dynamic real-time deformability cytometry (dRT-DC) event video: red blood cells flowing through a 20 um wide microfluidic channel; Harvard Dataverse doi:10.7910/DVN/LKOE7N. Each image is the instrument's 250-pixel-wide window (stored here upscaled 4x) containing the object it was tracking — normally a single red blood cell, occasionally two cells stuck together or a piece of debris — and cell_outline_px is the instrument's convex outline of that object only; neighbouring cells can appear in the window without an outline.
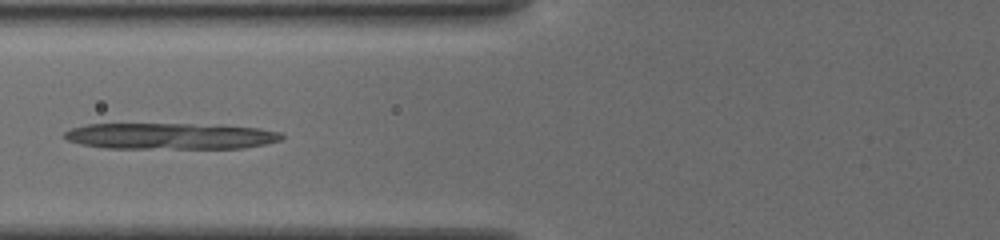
{"species": "common noctule bat (a hibernating species)", "species_latin": "Nyctalus noctula", "temperature_condition": "cold", "stored_images_in_passage": 37, "camera_frame_rate_fps": 3000, "um_per_image_px": 0.085, "animal": {"sex": "female", "body_mass_g": 19.5, "forearm_length_mm": 54.1}, "frame": {"image": 1, "passage_image": 12, "time_ms": 6.333, "image_size_px": [1000, 240], "cell_outline_px": [[284, 136], [280, 140], [264, 144], [244, 148], [104, 148], [80, 144], [68, 140], [64, 136], [64, 132], [72, 128], [88, 124], [220, 124], [260, 128], [280, 132]], "centroid_in_image_um": [14.51, 11.56], "position_along_channel_um": 111.3, "area_um2": 33.41}}
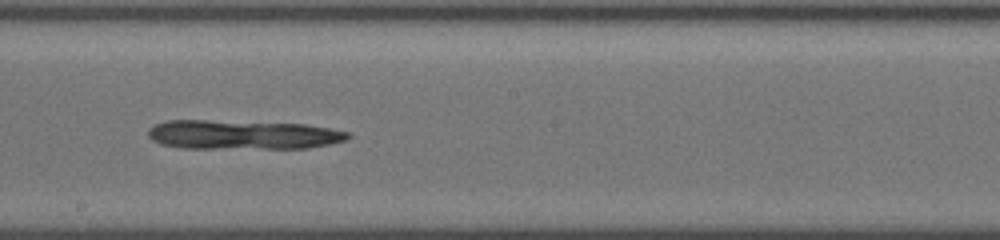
{"frame": {"image": 2, "passage_image": 22, "time_ms": 9.333, "image_size_px": [1000, 240], "cell_outline_px": [[352, 136], [348, 140], [308, 148], [180, 148], [160, 144], [152, 140], [148, 136], [148, 128], [164, 120], [204, 120], [304, 124], [352, 132]], "centroid_in_image_um": [20.62, 11.45], "position_along_channel_um": 227.6, "area_um2": 34.22}}
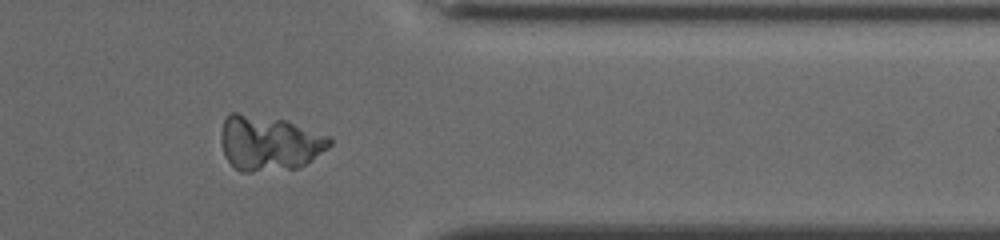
{"frame": {"image": 3, "passage_image": 29, "time_ms": 13.667, "image_size_px": [1000, 240], "cell_outline_px": [[332, 144], [328, 148], [312, 160], [300, 168], [252, 172], [240, 172], [224, 156], [220, 140], [220, 132], [224, 120], [232, 112], [236, 112], [284, 120], [328, 136], [332, 140]], "centroid_in_image_um": [22.86, 12.18], "position_along_channel_um": 388.5, "area_um2": 34.85}}